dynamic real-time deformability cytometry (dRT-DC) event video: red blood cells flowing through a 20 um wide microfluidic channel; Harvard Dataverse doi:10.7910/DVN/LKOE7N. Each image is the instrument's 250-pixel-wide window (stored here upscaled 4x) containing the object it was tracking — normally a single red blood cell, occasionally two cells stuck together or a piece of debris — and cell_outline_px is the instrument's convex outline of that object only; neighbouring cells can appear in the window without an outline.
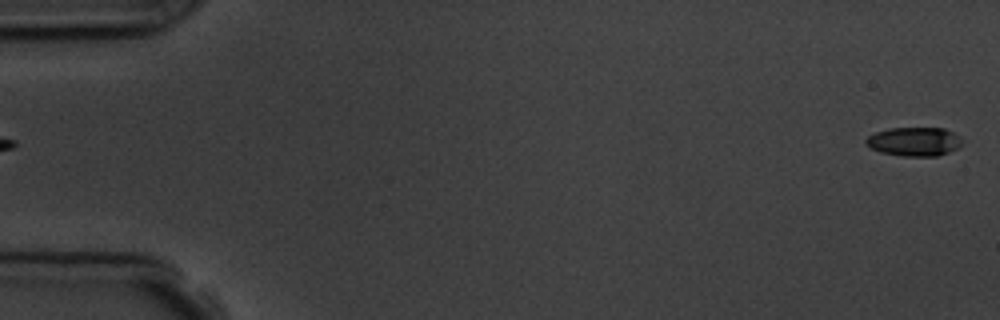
{"species": "common noctule bat (a hibernating species)", "species_latin": "Nyctalus noctula", "temperature_condition": "room temperature", "stored_images_in_passage": 6, "camera_frame_rate_fps": 3000, "um_per_image_px": 0.085, "animal": {"sex": "male", "body_mass_g": 19.5, "forearm_length_mm": 54.6}, "frame": {"image": 1, "passage_image": 1, "time_ms": 0.0, "image_size_px": [1000, 320], "cell_outline_px": [[960, 144], [956, 148], [948, 152], [936, 156], [900, 156], [880, 152], [864, 144], [864, 140], [868, 136], [876, 132], [888, 128], [944, 128], [952, 132], [960, 140]], "centroid_in_image_um": [77.63, 12.03], "position_along_channel_um": 7.4, "area_um2": 16.01}}
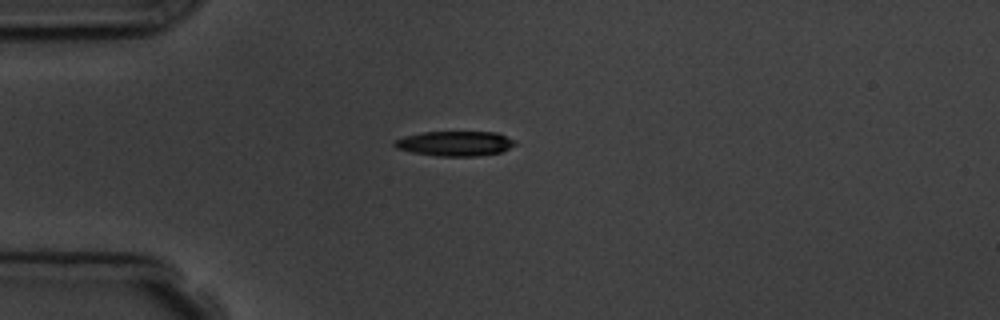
{"frame": {"image": 2, "passage_image": 5, "time_ms": 4.667, "image_size_px": [1000, 320], "cell_outline_px": [[516, 144], [500, 152], [476, 156], [436, 156], [412, 152], [396, 148], [392, 144], [396, 140], [404, 136], [424, 132], [496, 132], [516, 140]], "centroid_in_image_um": [38.67, 12.2], "position_along_channel_um": 46.3, "area_um2": 17.4}}